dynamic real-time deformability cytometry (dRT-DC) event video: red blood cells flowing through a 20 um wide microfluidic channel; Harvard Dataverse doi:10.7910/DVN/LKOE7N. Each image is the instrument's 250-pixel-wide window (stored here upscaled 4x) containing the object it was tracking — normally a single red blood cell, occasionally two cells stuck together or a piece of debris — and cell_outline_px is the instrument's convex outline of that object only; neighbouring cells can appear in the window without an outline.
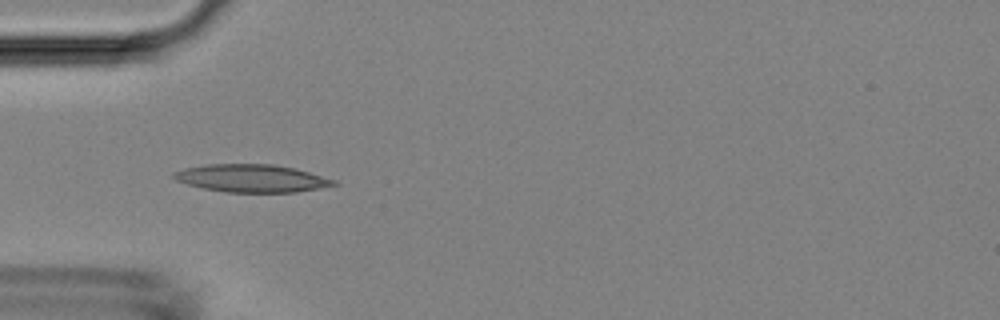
{"species": "Egyptian fruit bat (a non-hibernating species)", "species_latin": "Rousettus aegyptiacus", "temperature_condition": "room temperature", "stored_images_in_passage": 4, "camera_frame_rate_fps": 3000, "um_per_image_px": 0.085, "animal": {"sex": "female"}, "frame": {"image": 1, "passage_image": 4, "time_ms": 3.667, "image_size_px": [1000, 320], "cell_outline_px": [[340, 184], [320, 188], [296, 192], [224, 192], [204, 188], [188, 184], [176, 180], [172, 176], [172, 172], [184, 168], [208, 164], [272, 164], [296, 168], [336, 180]], "centroid_in_image_um": [21.41, 15.15], "position_along_channel_um": 63.6, "area_um2": 25.89}}